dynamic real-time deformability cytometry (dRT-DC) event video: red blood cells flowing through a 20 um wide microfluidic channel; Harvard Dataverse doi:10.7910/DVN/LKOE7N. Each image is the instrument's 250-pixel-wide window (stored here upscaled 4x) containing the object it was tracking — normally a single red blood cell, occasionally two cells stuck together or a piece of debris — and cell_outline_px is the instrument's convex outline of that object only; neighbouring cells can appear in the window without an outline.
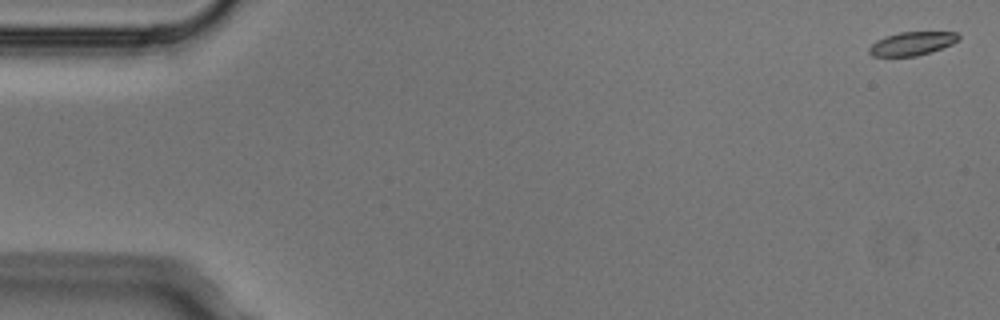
{"species": "Egyptian fruit bat (a non-hibernating species)", "species_latin": "Rousettus aegyptiacus", "temperature_condition": "cold", "stored_images_in_passage": 6, "camera_frame_rate_fps": 3000, "um_per_image_px": 0.085, "animal": {"sex": "male"}, "frame": {"image": 1, "passage_image": 1, "time_ms": 0.0, "image_size_px": [1000, 320], "cell_outline_px": [[960, 36], [952, 44], [916, 56], [872, 56], [868, 52], [868, 48], [876, 40], [884, 36], [900, 32], [956, 32]], "centroid_in_image_um": [77.46, 3.69], "position_along_channel_um": 7.5, "area_um2": 12.08}}
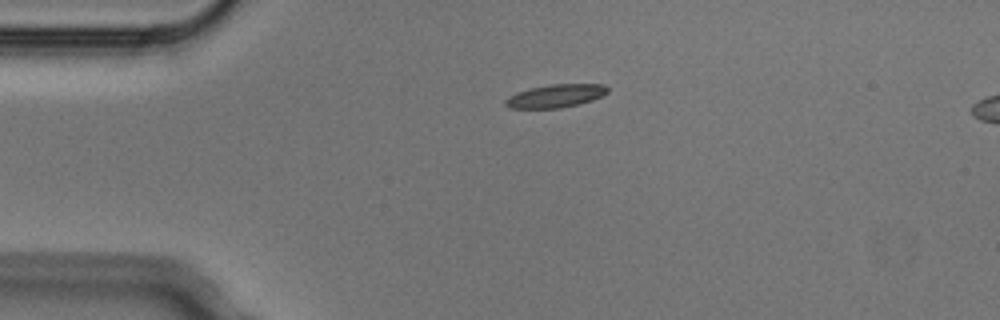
{"frame": {"image": 2, "passage_image": 4, "time_ms": 1.0, "image_size_px": [1000, 320], "cell_outline_px": [[608, 92], [592, 100], [560, 108], [508, 108], [504, 104], [504, 100], [508, 96], [516, 92], [532, 88], [552, 84], [604, 84], [608, 88]], "centroid_in_image_um": [47.19, 8.15], "position_along_channel_um": 37.8, "area_um2": 13.64}}